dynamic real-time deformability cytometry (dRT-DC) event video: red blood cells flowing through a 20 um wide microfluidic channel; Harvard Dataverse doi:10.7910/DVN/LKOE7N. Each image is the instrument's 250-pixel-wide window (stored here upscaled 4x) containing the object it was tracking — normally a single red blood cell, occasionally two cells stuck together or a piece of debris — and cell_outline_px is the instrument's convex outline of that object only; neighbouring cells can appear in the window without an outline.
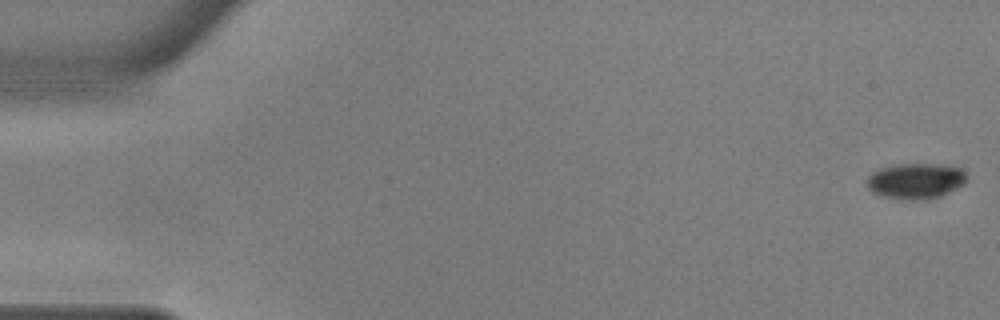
{"species": "common noctule bat (a hibernating species)", "species_latin": "Nyctalus noctula", "temperature_condition": "warm", "stored_images_in_passage": 54, "camera_frame_rate_fps": 3000, "um_per_image_px": 0.085, "animal": {"sex": "male", "body_mass_g": 17.9, "forearm_length_mm": 54.2}, "frame": {"image": 1, "passage_image": 1, "time_ms": 0.0, "image_size_px": [1000, 320], "cell_outline_px": [[968, 180], [964, 184], [940, 196], [928, 200], [900, 200], [880, 196], [872, 192], [868, 188], [868, 176], [872, 172], [880, 168], [900, 164], [948, 164], [960, 168], [968, 176]], "centroid_in_image_um": [77.85, 15.39], "position_along_channel_um": 7.1, "area_um2": 21.1}}
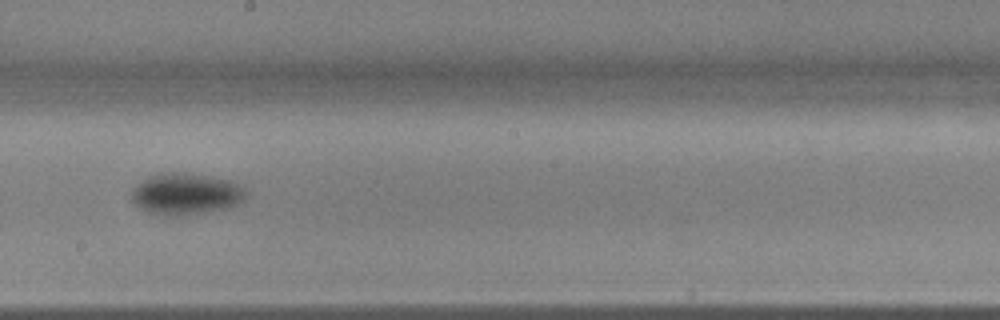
{"frame": {"image": 2, "passage_image": 32, "time_ms": 10.333, "image_size_px": [1000, 320], "cell_outline_px": [[248, 196], [244, 200], [236, 204], [224, 208], [168, 216], [164, 216], [148, 212], [140, 208], [132, 200], [132, 192], [148, 176], [168, 172], [184, 172], [232, 180], [244, 188], [248, 192]], "centroid_in_image_um": [15.83, 16.46], "position_along_channel_um": 232.4, "area_um2": 27.17}}
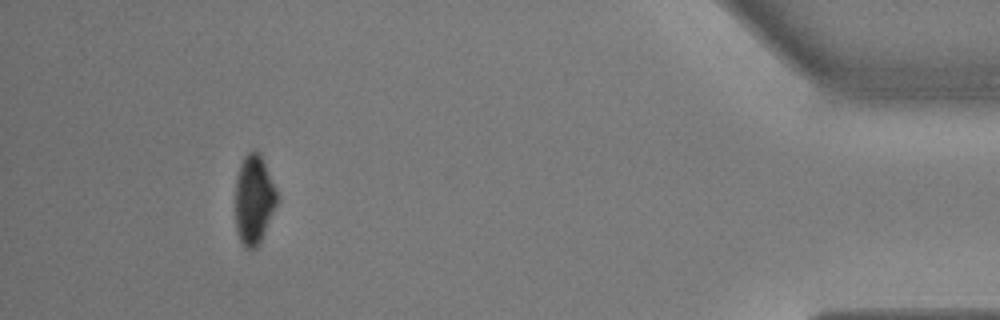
{"frame": {"image": 3, "passage_image": 52, "time_ms": 17.0, "image_size_px": [1000, 320], "cell_outline_px": [[280, 200], [260, 244], [256, 248], [244, 248], [240, 240], [236, 228], [236, 180], [240, 164], [244, 156], [248, 152], [256, 148], [260, 152], [264, 160], [276, 188]], "centroid_in_image_um": [21.62, 16.95], "position_along_channel_um": 413.6, "area_um2": 22.25}}